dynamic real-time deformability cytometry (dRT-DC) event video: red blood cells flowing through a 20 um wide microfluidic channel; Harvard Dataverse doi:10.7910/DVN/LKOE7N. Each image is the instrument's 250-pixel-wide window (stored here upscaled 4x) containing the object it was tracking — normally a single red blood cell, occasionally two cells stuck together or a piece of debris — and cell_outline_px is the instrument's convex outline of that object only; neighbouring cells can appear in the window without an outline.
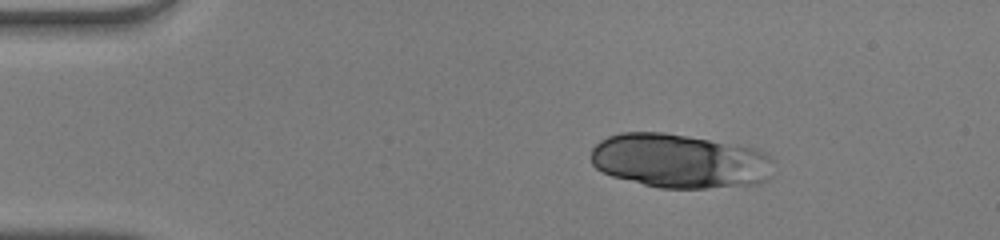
{"species": "human", "species_latin": "Homo sapiens", "temperature_condition": "warm", "stored_images_in_passage": 49, "camera_frame_rate_fps": 3000, "um_per_image_px": 0.085, "donor": {"sex": "male"}, "frame": {"image": 1, "passage_image": 8, "time_ms": 2.333, "image_size_px": [1000, 240], "cell_outline_px": [[772, 176], [768, 180], [756, 184], [708, 188], [660, 188], [612, 176], [596, 168], [592, 164], [592, 148], [600, 140], [608, 136], [620, 132], [664, 132], [688, 136], [756, 148], [768, 152], [772, 156]], "centroid_in_image_um": [57.82, 13.68], "position_along_channel_um": 27.2, "area_um2": 58.09}}